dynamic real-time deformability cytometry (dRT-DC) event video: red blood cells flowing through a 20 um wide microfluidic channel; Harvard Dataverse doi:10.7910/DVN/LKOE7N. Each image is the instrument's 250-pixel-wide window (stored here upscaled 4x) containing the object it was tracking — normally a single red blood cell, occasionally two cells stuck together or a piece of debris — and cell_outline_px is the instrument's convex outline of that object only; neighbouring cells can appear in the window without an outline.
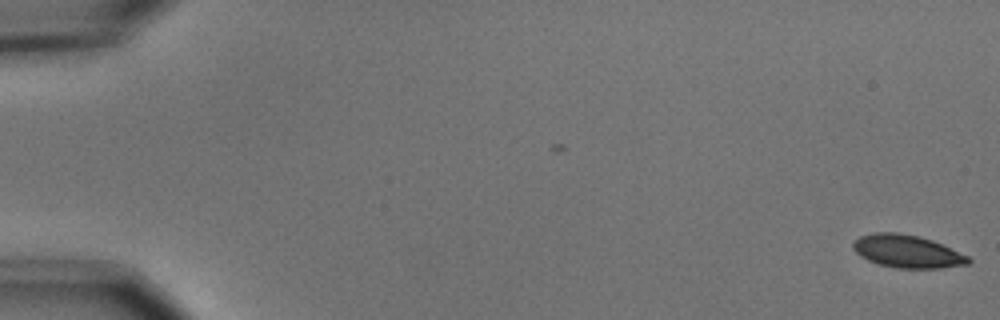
{"species": "common noctule bat (a hibernating species)", "species_latin": "Nyctalus noctula", "temperature_condition": "cold", "stored_images_in_passage": 6, "camera_frame_rate_fps": 3000, "um_per_image_px": 0.085, "animal": {"sex": "male", "body_mass_g": 15.6}, "frame": {"image": 1, "passage_image": 1, "time_ms": 0.0, "image_size_px": [1000, 320], "cell_outline_px": [[972, 260], [968, 264], [940, 268], [900, 268], [880, 264], [868, 260], [860, 256], [852, 248], [852, 244], [860, 236], [872, 232], [896, 232], [920, 236], [932, 240], [968, 256]], "centroid_in_image_um": [77.1, 21.35], "position_along_channel_um": 7.9, "area_um2": 21.91}}